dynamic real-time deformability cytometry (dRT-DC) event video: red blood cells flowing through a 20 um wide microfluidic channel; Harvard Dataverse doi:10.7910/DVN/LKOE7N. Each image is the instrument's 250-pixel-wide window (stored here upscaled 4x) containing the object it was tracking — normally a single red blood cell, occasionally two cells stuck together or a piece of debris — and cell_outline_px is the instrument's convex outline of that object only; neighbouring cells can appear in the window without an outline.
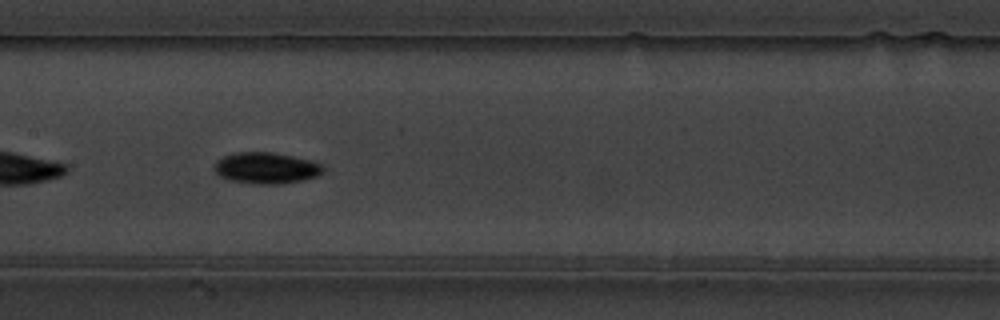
{"species": "common noctule bat (a hibernating species)", "species_latin": "Nyctalus noctula", "temperature_condition": "warm", "stored_images_in_passage": 41, "camera_frame_rate_fps": 3000, "um_per_image_px": 0.085, "animal": {"sex": "male", "body_mass_g": 19.5, "forearm_length_mm": 54.6}, "frame": {"image": 1, "passage_image": 12, "time_ms": 3.667, "image_size_px": [1000, 320], "cell_outline_px": [[324, 168], [316, 176], [304, 180], [280, 184], [252, 184], [228, 180], [220, 176], [212, 168], [216, 160], [232, 152], [272, 152], [312, 160], [324, 164]], "centroid_in_image_um": [22.59, 14.28], "position_along_channel_um": 184.8, "area_um2": 20.11}}
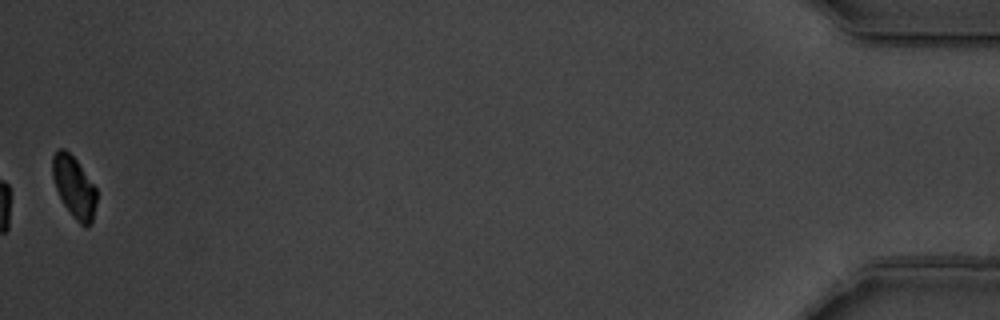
{"frame": {"image": 2, "passage_image": 41, "time_ms": 13.333, "image_size_px": [1000, 320], "cell_outline_px": [[96, 204], [92, 224], [80, 224], [72, 216], [64, 204], [56, 188], [52, 176], [52, 156], [60, 148], [64, 148], [76, 160], [96, 188]], "centroid_in_image_um": [6.29, 15.89], "position_along_channel_um": 428.9, "area_um2": 15.49}, "authors_computed_cell_mechanics": {"area_um2": 18.1492, "velocity_mm_per_s": 3.5029, "shape_relaxation_time_tau1_ms": 2.1895, "shape_relaxation_time_tau2_ms": null, "deformation_change_tau1": 0.097, "deformation_change_tau2": null}}